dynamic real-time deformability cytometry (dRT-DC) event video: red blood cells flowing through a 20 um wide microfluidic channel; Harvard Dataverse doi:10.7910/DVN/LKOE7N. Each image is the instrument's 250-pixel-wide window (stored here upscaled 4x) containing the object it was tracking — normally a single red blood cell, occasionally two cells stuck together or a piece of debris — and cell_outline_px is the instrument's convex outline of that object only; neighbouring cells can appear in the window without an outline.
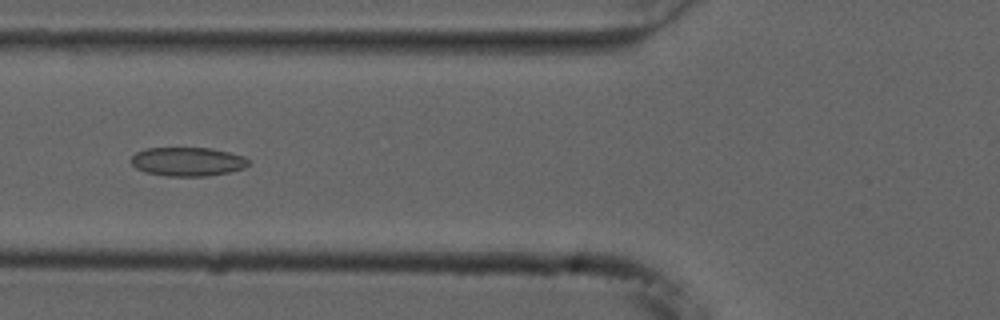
{"species": "common noctule bat (a hibernating species)", "species_latin": "Nyctalus noctula", "temperature_condition": "cold", "stored_images_in_passage": 29, "camera_frame_rate_fps": 3000, "um_per_image_px": 0.085, "animal": {"sex": "male", "forearm_length_mm": 52.5}, "frame": {"image": 1, "passage_image": 5, "time_ms": 1.333, "image_size_px": [1000, 320], "cell_outline_px": [[248, 164], [244, 168], [228, 172], [208, 176], [164, 176], [144, 172], [136, 168], [132, 164], [132, 156], [136, 152], [148, 148], [212, 148], [244, 156], [248, 160]], "centroid_in_image_um": [15.93, 13.74], "position_along_channel_um": 109.9, "area_um2": 19.71}}
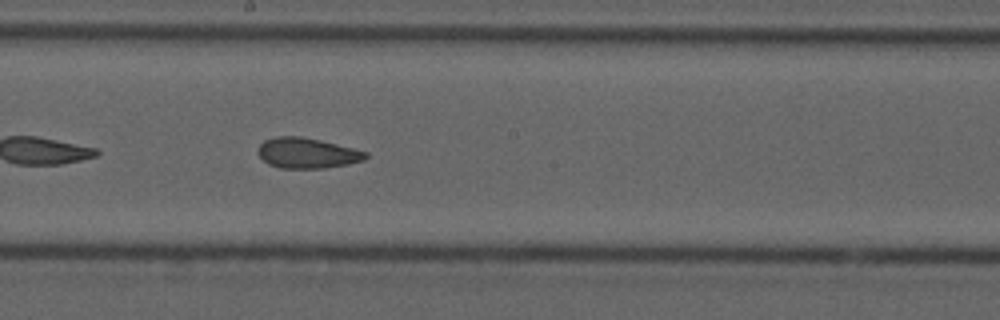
{"frame": {"image": 2, "passage_image": 14, "time_ms": 4.333, "image_size_px": [1000, 320], "cell_outline_px": [[368, 156], [364, 160], [348, 164], [324, 168], [280, 168], [268, 164], [256, 152], [260, 144], [264, 140], [276, 136], [300, 136], [320, 140], [368, 152]], "centroid_in_image_um": [26.08, 13.01], "position_along_channel_um": 222.1, "area_um2": 19.07}}
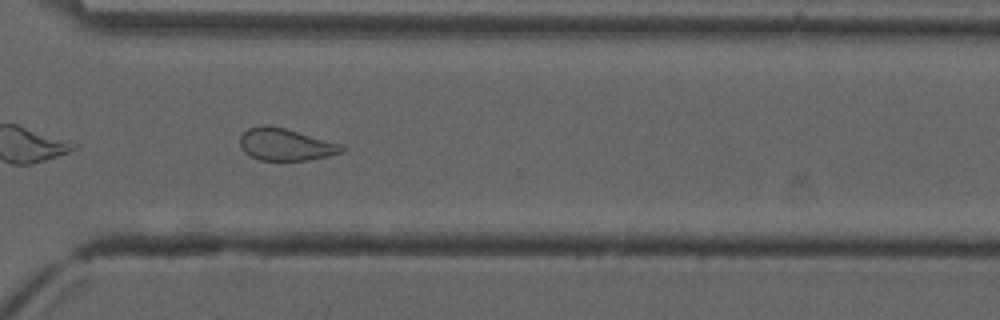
{"frame": {"image": 3, "passage_image": 24, "time_ms": 7.667, "image_size_px": [1000, 320], "cell_outline_px": [[344, 152], [328, 156], [308, 160], [260, 160], [244, 152], [240, 144], [240, 136], [248, 128], [264, 124], [268, 124], [284, 128], [344, 144]], "centroid_in_image_um": [24.3, 12.27], "position_along_channel_um": 346.3, "area_um2": 19.13}, "authors_computed_cell_mechanics": {"area_um2": 19.2474, "velocity_mm_per_s": 3.7394, "shape_relaxation_time_tau1_ms": null, "shape_relaxation_time_tau2_ms": 2.317, "deformation_change_tau1": null, "deformation_change_tau2": 0.0845}}